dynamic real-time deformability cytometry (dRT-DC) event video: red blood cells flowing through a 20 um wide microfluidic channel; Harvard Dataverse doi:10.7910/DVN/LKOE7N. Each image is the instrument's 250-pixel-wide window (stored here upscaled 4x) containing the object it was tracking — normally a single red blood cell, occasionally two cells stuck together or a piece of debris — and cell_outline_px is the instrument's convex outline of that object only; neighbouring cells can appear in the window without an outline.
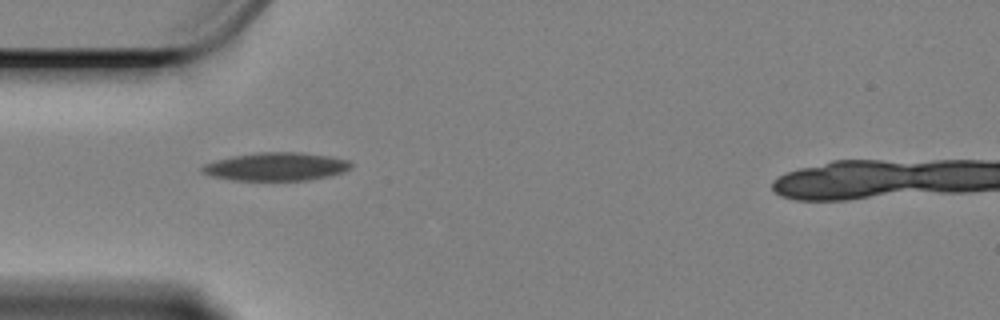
{"species": "Egyptian fruit bat (a non-hibernating species)", "species_latin": "Rousettus aegyptiacus", "temperature_condition": "cold", "stored_images_in_passage": 40, "camera_frame_rate_fps": 3000, "um_per_image_px": 0.085, "animal": {"sex": "female"}, "frame": {"image": 1, "passage_image": 1, "time_ms": 0.0, "image_size_px": [1000, 320], "cell_outline_px": [[352, 164], [344, 172], [328, 176], [308, 180], [232, 180], [212, 176], [204, 172], [200, 168], [204, 164], [216, 160], [232, 156], [256, 152], [300, 152], [328, 156], [348, 160]], "centroid_in_image_um": [23.46, 14.16], "position_along_channel_um": 61.5, "area_um2": 24.28}}
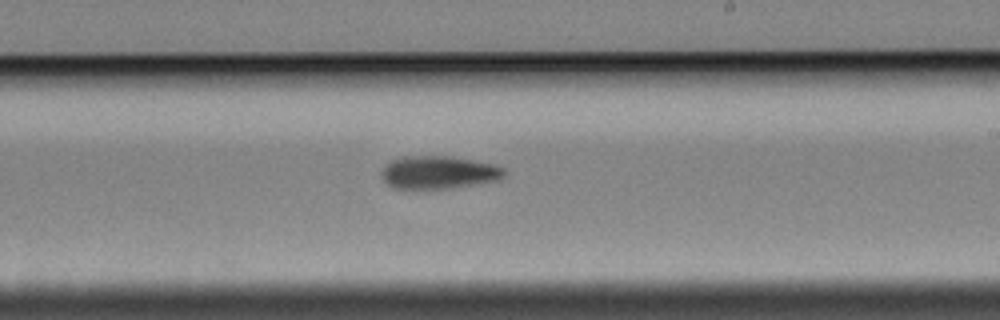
{"frame": {"image": 2, "passage_image": 18, "time_ms": 5.667, "image_size_px": [1000, 320], "cell_outline_px": [[504, 176], [500, 180], [452, 188], [392, 188], [384, 180], [384, 168], [392, 160], [404, 156], [448, 156], [496, 164], [504, 168]], "centroid_in_image_um": [37.35, 14.65], "position_along_channel_um": 251.7, "area_um2": 23.24}}
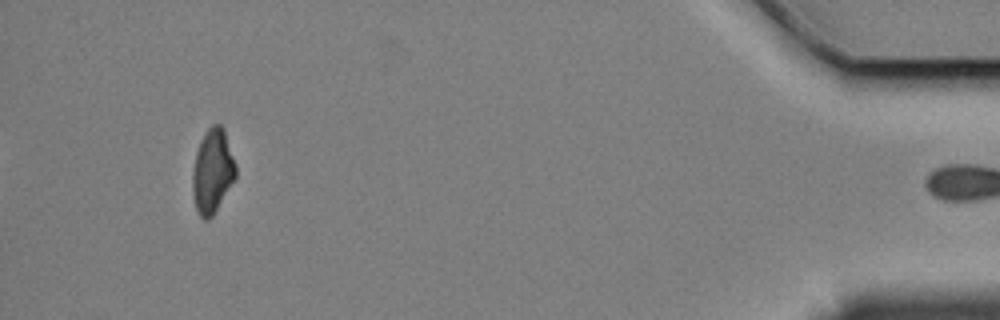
{"frame": {"image": 3, "passage_image": 39, "time_ms": 12.667, "image_size_px": [1000, 320], "cell_outline_px": [[236, 176], [212, 216], [208, 220], [204, 220], [200, 216], [196, 208], [192, 192], [192, 172], [196, 152], [200, 140], [204, 132], [212, 124], [220, 124], [224, 128], [236, 164]], "centroid_in_image_um": [18.05, 14.51], "position_along_channel_um": 417.1, "area_um2": 21.15}}